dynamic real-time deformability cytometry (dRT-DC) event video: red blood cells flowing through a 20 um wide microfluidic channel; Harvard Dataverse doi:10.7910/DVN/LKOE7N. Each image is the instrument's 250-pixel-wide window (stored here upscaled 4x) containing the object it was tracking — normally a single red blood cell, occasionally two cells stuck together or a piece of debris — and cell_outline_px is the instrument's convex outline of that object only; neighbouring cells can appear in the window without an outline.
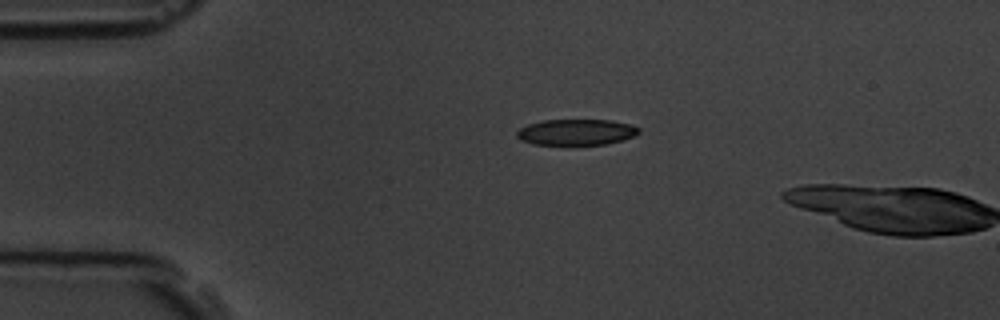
{"species": "common noctule bat (a hibernating species)", "species_latin": "Nyctalus noctula", "temperature_condition": "room temperature", "stored_images_in_passage": 3, "camera_frame_rate_fps": 3000, "um_per_image_px": 0.085, "animal": {"sex": "male", "body_mass_g": 19.5, "forearm_length_mm": 54.6}, "frame": {"image": 1, "passage_image": 2, "time_ms": 2.0, "image_size_px": [1000, 320], "cell_outline_px": [[640, 132], [624, 140], [608, 144], [532, 144], [520, 140], [516, 136], [516, 132], [520, 128], [528, 124], [540, 120], [612, 120], [632, 124], [640, 128]], "centroid_in_image_um": [48.99, 11.22], "position_along_channel_um": 36.0, "area_um2": 18.55}}